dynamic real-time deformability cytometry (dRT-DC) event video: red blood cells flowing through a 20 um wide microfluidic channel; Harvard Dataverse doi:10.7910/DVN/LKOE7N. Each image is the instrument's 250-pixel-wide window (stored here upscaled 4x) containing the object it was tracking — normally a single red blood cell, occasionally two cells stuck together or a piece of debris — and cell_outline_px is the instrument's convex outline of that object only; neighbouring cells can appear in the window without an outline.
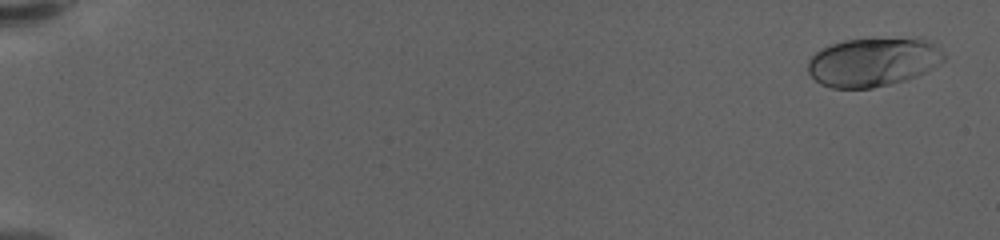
{"species": "human", "species_latin": "Homo sapiens", "temperature_condition": "warm", "stored_images_in_passage": 17, "camera_frame_rate_fps": 3000, "um_per_image_px": 0.085, "donor": {"sex": "female"}, "frame": {"image": 1, "passage_image": 3, "time_ms": 0.667, "image_size_px": [1000, 240], "cell_outline_px": [[944, 60], [940, 64], [916, 76], [904, 80], [872, 88], [832, 88], [820, 84], [808, 72], [808, 60], [820, 48], [844, 40], [916, 36], [932, 44], [944, 56]], "centroid_in_image_um": [74.18, 5.25], "position_along_channel_um": 10.8, "area_um2": 38.73}}
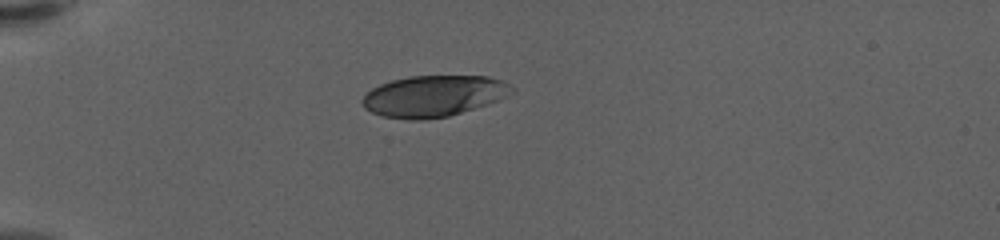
{"frame": {"image": 2, "passage_image": 14, "time_ms": 4.333, "image_size_px": [1000, 240], "cell_outline_px": [[516, 92], [500, 100], [488, 104], [448, 116], [424, 120], [408, 120], [384, 116], [372, 112], [364, 108], [360, 100], [372, 88], [380, 84], [392, 80], [408, 76], [488, 76], [504, 80], [516, 88]], "centroid_in_image_um": [36.91, 8.16], "position_along_channel_um": 48.1, "area_um2": 36.3}}
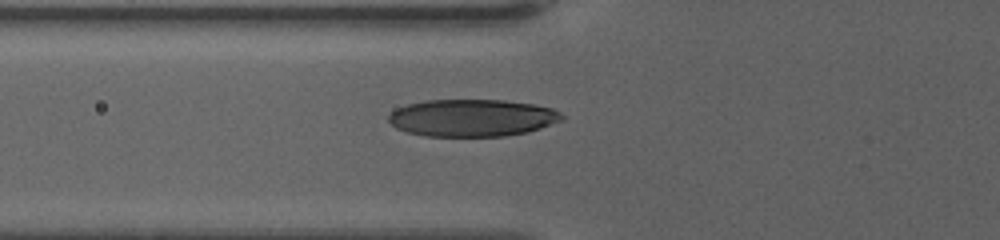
{"frame": {"image": 3, "passage_image": 17, "time_ms": 5.333, "image_size_px": [1000, 240], "cell_outline_px": [[564, 120], [528, 132], [504, 136], [424, 136], [408, 132], [396, 128], [388, 120], [388, 116], [396, 108], [408, 104], [424, 100], [504, 100], [532, 104], [552, 108], [560, 112], [564, 116]], "centroid_in_image_um": [40.14, 10.02], "position_along_channel_um": 85.7, "area_um2": 37.69}}